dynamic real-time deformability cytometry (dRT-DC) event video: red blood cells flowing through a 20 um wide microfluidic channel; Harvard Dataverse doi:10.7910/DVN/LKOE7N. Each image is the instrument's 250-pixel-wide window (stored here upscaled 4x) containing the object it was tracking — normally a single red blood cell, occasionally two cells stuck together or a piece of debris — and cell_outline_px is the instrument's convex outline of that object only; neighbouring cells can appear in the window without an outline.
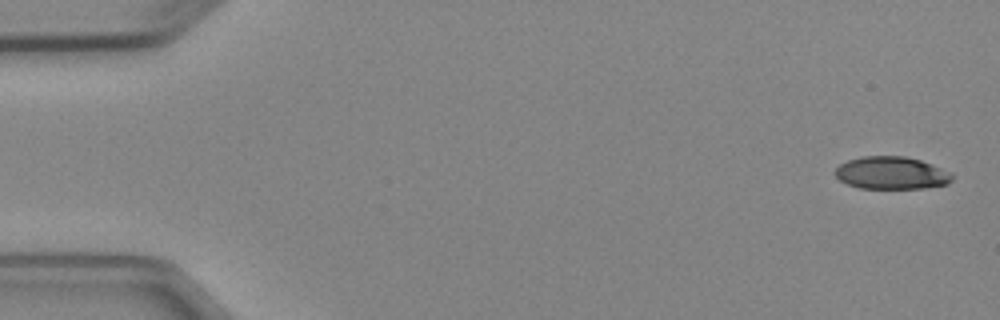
{"species": "Egyptian fruit bat (a non-hibernating species)", "species_latin": "Rousettus aegyptiacus", "temperature_condition": "cold", "stored_images_in_passage": 4, "camera_frame_rate_fps": 3000, "um_per_image_px": 0.085, "animal": {"sex": "female"}, "frame": {"image": 1, "passage_image": 1, "time_ms": 0.0, "image_size_px": [1000, 320], "cell_outline_px": [[952, 180], [948, 184], [924, 188], [860, 188], [848, 184], [840, 180], [832, 172], [840, 164], [848, 160], [860, 156], [904, 156], [920, 160], [952, 172]], "centroid_in_image_um": [75.76, 14.7], "position_along_channel_um": 9.2, "area_um2": 22.25}}
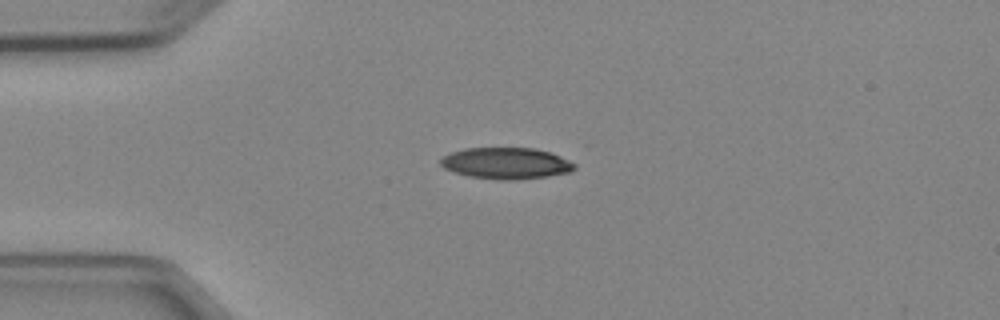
{"frame": {"image": 2, "passage_image": 4, "time_ms": 3.667, "image_size_px": [1000, 320], "cell_outline_px": [[576, 168], [568, 172], [548, 176], [512, 180], [500, 180], [468, 176], [444, 168], [440, 164], [440, 160], [444, 156], [452, 152], [464, 148], [536, 148], [560, 156], [576, 164]], "centroid_in_image_um": [43.02, 13.87], "position_along_channel_um": 42.0, "area_um2": 24.33}}